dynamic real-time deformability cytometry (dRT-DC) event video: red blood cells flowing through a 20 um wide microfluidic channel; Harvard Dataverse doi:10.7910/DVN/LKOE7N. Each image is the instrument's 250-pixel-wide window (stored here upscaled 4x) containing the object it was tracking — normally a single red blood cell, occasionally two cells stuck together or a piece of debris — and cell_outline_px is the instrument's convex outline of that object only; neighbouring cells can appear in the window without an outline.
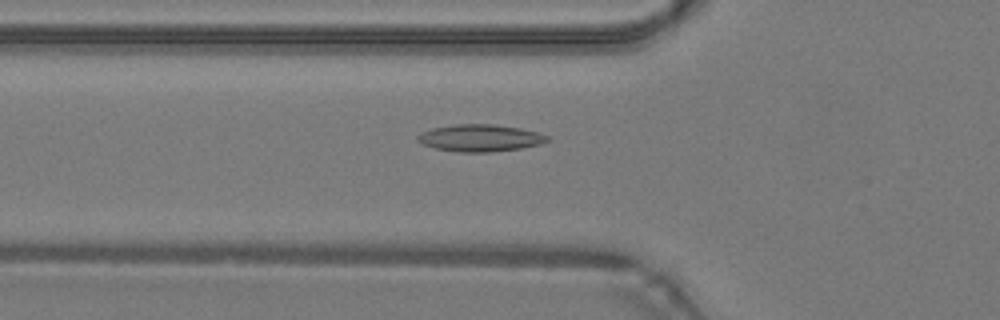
{"species": "common noctule bat (a hibernating species)", "species_latin": "Nyctalus noctula", "temperature_condition": "warm", "stored_images_in_passage": 48, "camera_frame_rate_fps": 3000, "um_per_image_px": 0.085, "animal": {"sex": "male", "body_mass_g": 19.2, "forearm_length_mm": 51.8}, "frame": {"image": 1, "passage_image": 17, "time_ms": 5.333, "image_size_px": [1000, 320], "cell_outline_px": [[548, 140], [540, 144], [520, 148], [488, 152], [460, 152], [436, 148], [424, 144], [416, 140], [416, 136], [420, 132], [432, 128], [452, 124], [496, 124], [520, 128], [536, 132], [548, 136]], "centroid_in_image_um": [40.76, 11.71], "position_along_channel_um": 85.0, "area_um2": 20.35}}
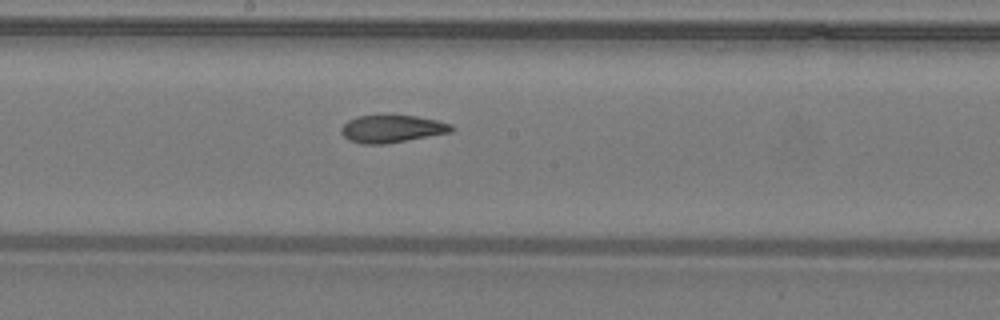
{"frame": {"image": 2, "passage_image": 26, "time_ms": 8.333, "image_size_px": [1000, 320], "cell_outline_px": [[456, 128], [452, 132], [384, 144], [364, 144], [348, 140], [340, 132], [340, 128], [348, 120], [356, 116], [416, 116], [436, 120], [452, 124]], "centroid_in_image_um": [33.31, 10.95], "position_along_channel_um": 214.9, "area_um2": 17.57}}
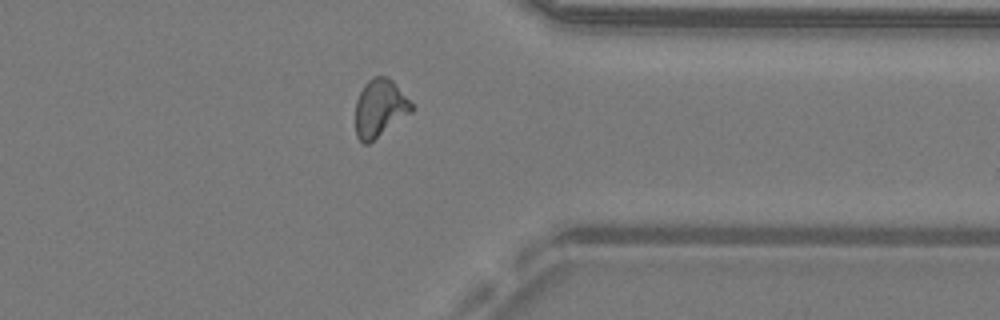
{"frame": {"image": 3, "passage_image": 38, "time_ms": 12.333, "image_size_px": [1000, 320], "cell_outline_px": [[416, 108], [412, 112], [368, 144], [364, 144], [356, 136], [356, 100], [364, 84], [368, 80], [376, 76], [388, 76], [392, 80]], "centroid_in_image_um": [32.29, 9.19], "position_along_channel_um": 379.1, "area_um2": 18.79}, "authors_computed_cell_mechanics": {"area_um2": 18.5827, "velocity_mm_per_s": 4.2985, "shape_relaxation_time_tau1_ms": null, "shape_relaxation_time_tau2_ms": 1.9783, "deformation_change_tau1": null, "deformation_change_tau2": 0.0903}}